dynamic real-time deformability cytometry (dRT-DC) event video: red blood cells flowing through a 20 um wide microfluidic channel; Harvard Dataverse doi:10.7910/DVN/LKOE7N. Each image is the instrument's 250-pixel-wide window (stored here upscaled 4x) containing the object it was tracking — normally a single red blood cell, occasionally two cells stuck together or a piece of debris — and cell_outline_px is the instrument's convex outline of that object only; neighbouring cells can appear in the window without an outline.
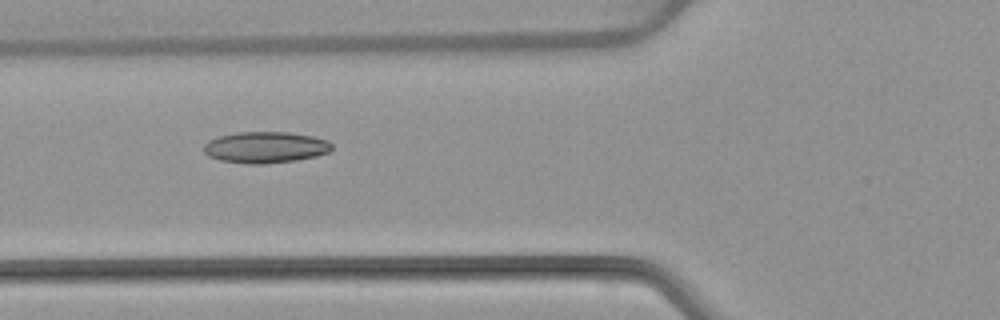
{"species": "common noctule bat (a hibernating species)", "species_latin": "Nyctalus noctula", "temperature_condition": "warm", "stored_images_in_passage": 7, "camera_frame_rate_fps": 3000, "um_per_image_px": 0.085, "animal": {"sex": "female", "body_mass_g": 22.7, "forearm_length_mm": 54.2}, "frame": {"image": 1, "passage_image": 6, "time_ms": 6.0, "image_size_px": [1000, 320], "cell_outline_px": [[332, 148], [328, 152], [316, 156], [296, 160], [264, 164], [248, 164], [220, 160], [208, 156], [204, 152], [204, 144], [208, 140], [216, 136], [236, 132], [288, 132], [312, 136], [328, 140], [332, 144]], "centroid_in_image_um": [22.53, 12.52], "position_along_channel_um": 103.3, "area_um2": 23.52}}
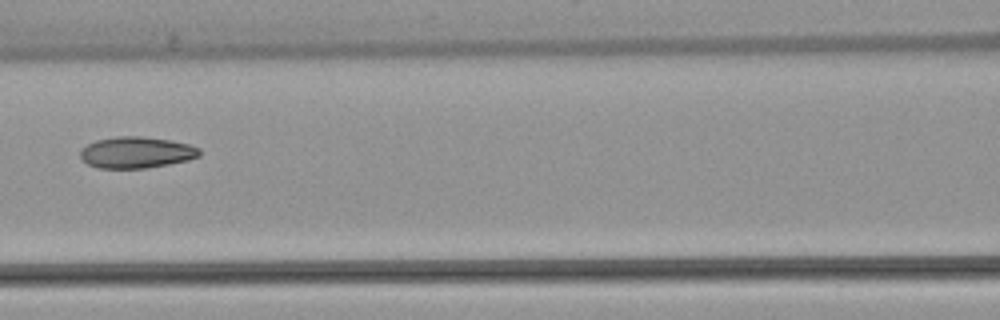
{"frame": {"image": 2, "passage_image": 7, "time_ms": 7.333, "image_size_px": [1000, 320], "cell_outline_px": [[200, 156], [188, 160], [168, 164], [144, 168], [100, 168], [88, 164], [80, 156], [80, 148], [96, 140], [116, 136], [140, 136], [172, 140], [188, 144], [200, 148]], "centroid_in_image_um": [11.59, 12.95], "position_along_channel_um": 155.0, "area_um2": 21.79}}